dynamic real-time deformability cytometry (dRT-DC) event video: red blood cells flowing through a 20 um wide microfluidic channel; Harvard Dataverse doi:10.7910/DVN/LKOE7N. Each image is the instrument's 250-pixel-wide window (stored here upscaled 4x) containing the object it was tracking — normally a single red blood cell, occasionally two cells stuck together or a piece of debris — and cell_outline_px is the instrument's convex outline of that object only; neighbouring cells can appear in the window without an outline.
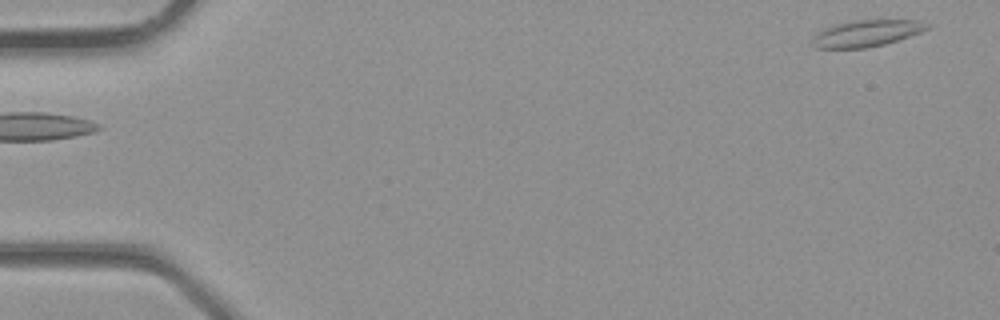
{"species": "common noctule bat (a hibernating species)", "species_latin": "Nyctalus noctula", "temperature_condition": "room temperature", "stored_images_in_passage": 3, "camera_frame_rate_fps": 3000, "um_per_image_px": 0.085, "animal": {"sex": "male", "body_mass_g": 23.1, "forearm_length_mm": 52.7}, "frame": {"image": 1, "passage_image": 3, "time_ms": 0.667, "image_size_px": [1000, 320], "cell_outline_px": [[932, 28], [900, 40], [884, 44], [864, 48], [816, 48], [812, 44], [812, 40], [824, 28], [836, 24], [852, 20], [920, 20], [932, 24]], "centroid_in_image_um": [73.76, 2.82], "position_along_channel_um": 11.2, "area_um2": 17.86}}